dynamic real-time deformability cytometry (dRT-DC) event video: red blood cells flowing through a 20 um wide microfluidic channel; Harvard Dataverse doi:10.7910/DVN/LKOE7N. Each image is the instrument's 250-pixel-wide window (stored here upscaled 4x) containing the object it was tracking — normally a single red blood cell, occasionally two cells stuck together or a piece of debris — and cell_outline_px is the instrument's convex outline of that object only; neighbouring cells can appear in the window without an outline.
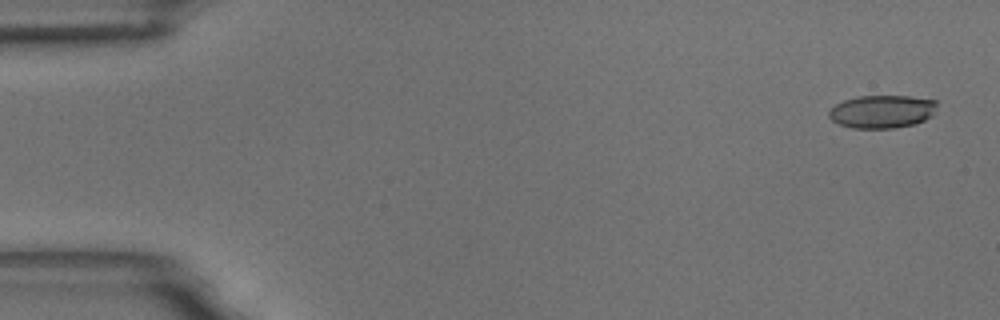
{"species": "common noctule bat (a hibernating species)", "species_latin": "Nyctalus noctula", "temperature_condition": "room temperature", "stored_images_in_passage": 18, "camera_frame_rate_fps": 3000, "um_per_image_px": 0.085, "animal": {"sex": "male", "body_mass_g": 18.8}, "frame": {"image": 1, "passage_image": 3, "time_ms": 0.667, "image_size_px": [1000, 320], "cell_outline_px": [[936, 112], [932, 116], [916, 124], [896, 128], [852, 128], [840, 124], [832, 120], [828, 116], [828, 112], [836, 104], [844, 100], [856, 96], [908, 96], [936, 100]], "centroid_in_image_um": [75.0, 9.48], "position_along_channel_um": 10.0, "area_um2": 20.92}}
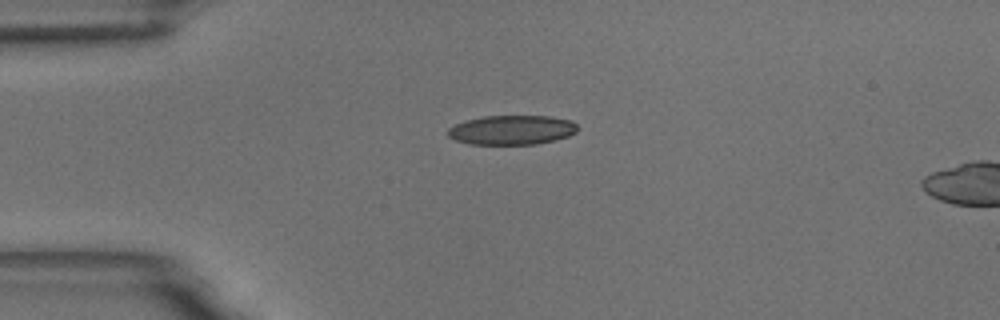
{"frame": {"image": 2, "passage_image": 15, "time_ms": 4.667, "image_size_px": [1000, 320], "cell_outline_px": [[580, 128], [576, 132], [568, 136], [556, 140], [536, 144], [468, 144], [456, 140], [448, 136], [448, 128], [456, 124], [468, 120], [484, 116], [552, 116], [572, 120]], "centroid_in_image_um": [43.56, 11.04], "position_along_channel_um": 41.4, "area_um2": 22.31}}